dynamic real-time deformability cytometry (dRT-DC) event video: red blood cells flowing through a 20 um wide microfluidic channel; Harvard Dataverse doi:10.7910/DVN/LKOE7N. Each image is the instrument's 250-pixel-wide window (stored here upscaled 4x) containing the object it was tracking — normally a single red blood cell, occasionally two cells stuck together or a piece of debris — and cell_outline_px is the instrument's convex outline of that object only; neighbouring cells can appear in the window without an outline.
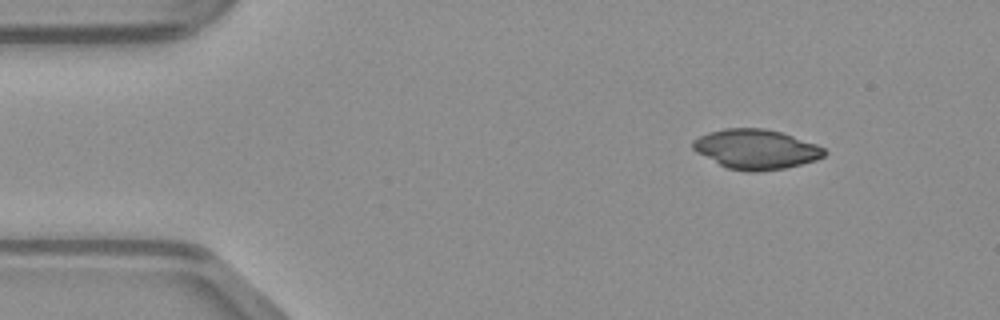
{"species": "common noctule bat (a hibernating species)", "species_latin": "Nyctalus noctula", "temperature_condition": "warm", "stored_images_in_passage": 43, "camera_frame_rate_fps": 3000, "um_per_image_px": 0.085, "animal": {"sex": "male", "body_mass_g": 23.1, "forearm_length_mm": 52.7}, "frame": {"image": 1, "passage_image": 1, "time_ms": 0.0, "image_size_px": [1000, 320], "cell_outline_px": [[828, 152], [824, 156], [816, 160], [784, 168], [756, 172], [748, 172], [728, 168], [696, 152], [692, 148], [692, 140], [708, 132], [724, 128], [764, 128], [780, 132], [816, 144], [824, 148]], "centroid_in_image_um": [64.25, 12.68], "position_along_channel_um": 20.7, "area_um2": 30.29}}